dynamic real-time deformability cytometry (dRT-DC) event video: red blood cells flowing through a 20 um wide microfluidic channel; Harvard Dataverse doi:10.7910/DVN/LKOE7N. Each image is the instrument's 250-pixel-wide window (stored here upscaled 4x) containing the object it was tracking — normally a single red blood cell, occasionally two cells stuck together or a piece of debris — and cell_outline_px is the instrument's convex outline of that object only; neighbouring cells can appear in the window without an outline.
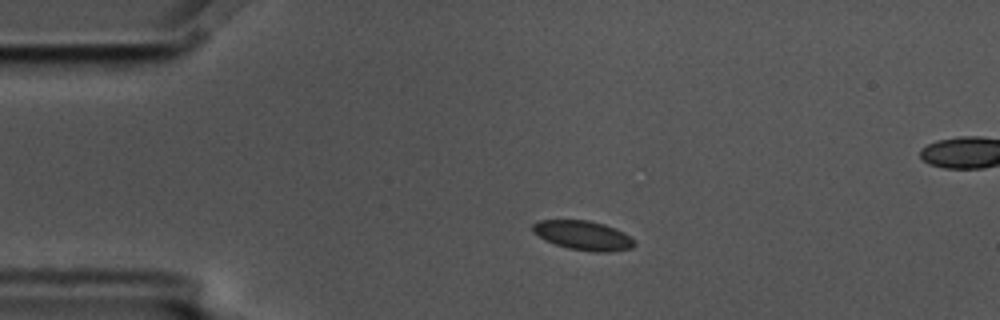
{"species": "common noctule bat (a hibernating species)", "species_latin": "Nyctalus noctula", "temperature_condition": "cold", "stored_images_in_passage": 3, "segment_of_instrument_passage": [1, 2], "camera_frame_rate_fps": 3000, "um_per_image_px": 0.085, "animal": {"sex": "male", "body_mass_g": 17.5, "forearm_length_mm": 52.3}, "frame": {"image": 1, "passage_image": 1, "time_ms": 0.0, "image_size_px": [1000, 320], "cell_outline_px": [[636, 244], [632, 248], [612, 252], [596, 252], [568, 248], [544, 240], [532, 232], [532, 224], [540, 220], [588, 220], [604, 224], [616, 228], [624, 232], [636, 240]], "centroid_in_image_um": [49.6, 20.01], "position_along_channel_um": 35.4, "area_um2": 17.57}}